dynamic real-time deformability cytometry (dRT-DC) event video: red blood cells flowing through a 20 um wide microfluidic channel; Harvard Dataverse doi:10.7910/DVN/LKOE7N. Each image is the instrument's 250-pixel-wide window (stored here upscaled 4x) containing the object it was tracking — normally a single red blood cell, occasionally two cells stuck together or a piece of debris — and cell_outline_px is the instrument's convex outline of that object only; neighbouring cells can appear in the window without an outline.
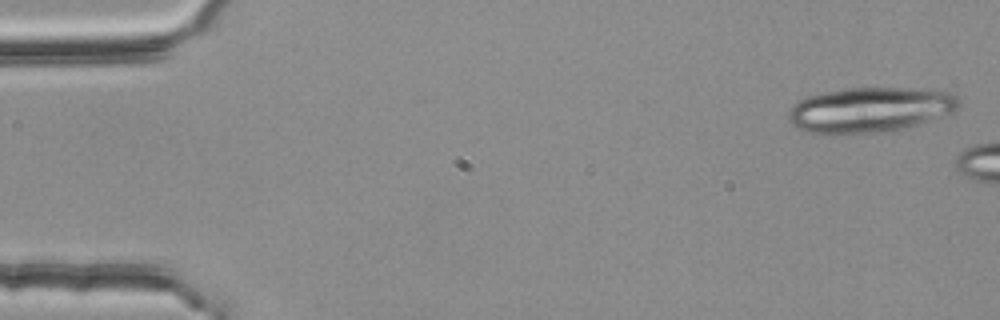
{"species": "common noctule bat (a hibernating species)", "species_latin": "Nyctalus noctula", "temperature_condition": "room temperature", "stored_images_in_passage": 5, "camera_frame_rate_fps": 3000, "um_per_image_px": 0.085, "animal": {"sex": "female", "body_mass_g": 25.1}, "frame": {"image": 1, "passage_image": 1, "time_ms": 0.0, "image_size_px": [1000, 320], "cell_outline_px": [[960, 104], [956, 112], [916, 124], [900, 128], [880, 132], [840, 136], [828, 136], [804, 132], [796, 128], [792, 124], [788, 116], [788, 112], [792, 104], [808, 96], [848, 88], [936, 88], [952, 92], [960, 100]], "centroid_in_image_um": [73.95, 9.35], "position_along_channel_um": 11.1, "area_um2": 45.78}}